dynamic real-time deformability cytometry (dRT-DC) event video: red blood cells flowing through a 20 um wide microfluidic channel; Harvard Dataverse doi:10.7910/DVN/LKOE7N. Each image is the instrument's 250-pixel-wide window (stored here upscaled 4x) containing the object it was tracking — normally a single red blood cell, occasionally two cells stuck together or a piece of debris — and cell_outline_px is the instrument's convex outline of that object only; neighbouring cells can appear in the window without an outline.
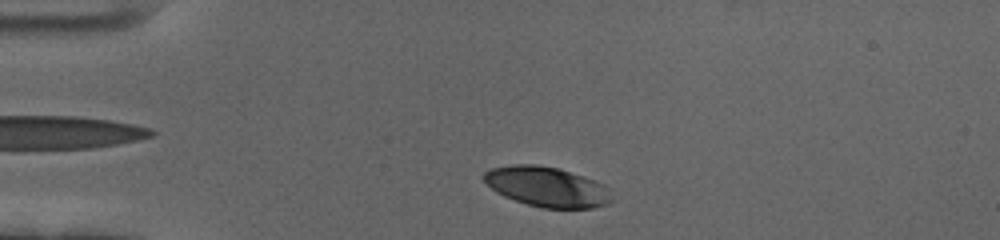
{"species": "human", "species_latin": "Homo sapiens", "temperature_condition": "cold", "stored_images_in_passage": 40, "camera_frame_rate_fps": 3000, "um_per_image_px": 0.085, "donor": {"sex": "female"}, "frame": {"image": 1, "passage_image": 2, "time_ms": 0.333, "image_size_px": [1000, 240], "cell_outline_px": [[616, 200], [608, 204], [592, 208], [544, 208], [528, 204], [504, 196], [496, 192], [480, 176], [484, 172], [492, 168], [512, 164], [536, 164], [560, 168], [584, 176], [604, 184], [608, 188]], "centroid_in_image_um": [46.53, 15.87], "position_along_channel_um": 38.5, "area_um2": 30.11}}
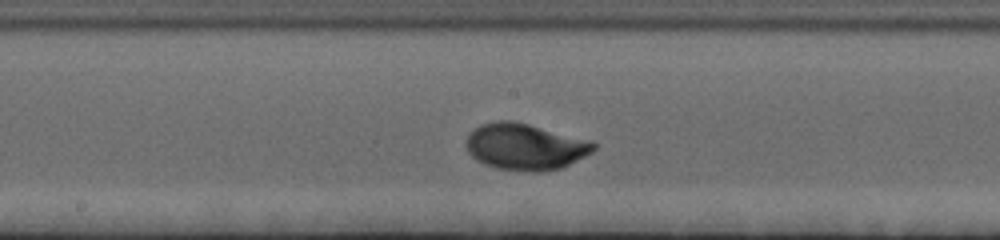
{"frame": {"image": 2, "passage_image": 20, "time_ms": 6.333, "image_size_px": [1000, 240], "cell_outline_px": [[596, 148], [592, 152], [560, 168], [540, 172], [532, 172], [496, 168], [484, 164], [476, 160], [468, 152], [464, 144], [464, 140], [480, 124], [496, 120], [512, 120], [592, 140], [596, 144]], "centroid_in_image_um": [44.62, 12.46], "position_along_channel_um": 203.6, "area_um2": 34.62}}
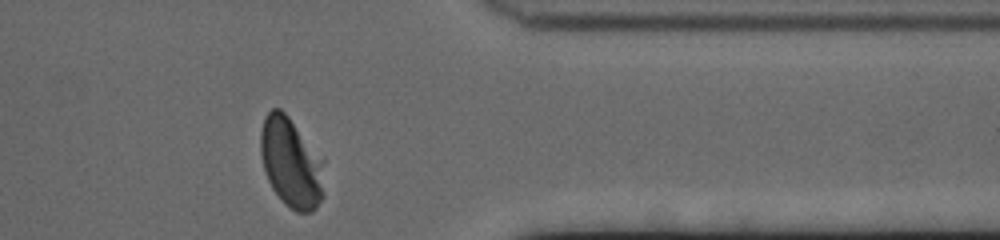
{"frame": {"image": 3, "passage_image": 37, "time_ms": 12.0, "image_size_px": [1000, 240], "cell_outline_px": [[324, 196], [316, 208], [312, 212], [296, 212], [284, 204], [280, 200], [272, 188], [268, 180], [264, 168], [260, 152], [260, 132], [264, 116], [272, 108], [280, 108], [288, 116], [316, 164], [324, 192]], "centroid_in_image_um": [24.59, 13.91], "position_along_channel_um": 386.8, "area_um2": 30.92}, "authors_computed_cell_mechanics": {"area_um2": 32.5703, "velocity_mm_per_s": 3.4288, "shape_relaxation_time_tau1_ms": 2.4162, "shape_relaxation_time_tau2_ms": null, "deformation_change_tau1": 0.1724, "deformation_change_tau2": null}}